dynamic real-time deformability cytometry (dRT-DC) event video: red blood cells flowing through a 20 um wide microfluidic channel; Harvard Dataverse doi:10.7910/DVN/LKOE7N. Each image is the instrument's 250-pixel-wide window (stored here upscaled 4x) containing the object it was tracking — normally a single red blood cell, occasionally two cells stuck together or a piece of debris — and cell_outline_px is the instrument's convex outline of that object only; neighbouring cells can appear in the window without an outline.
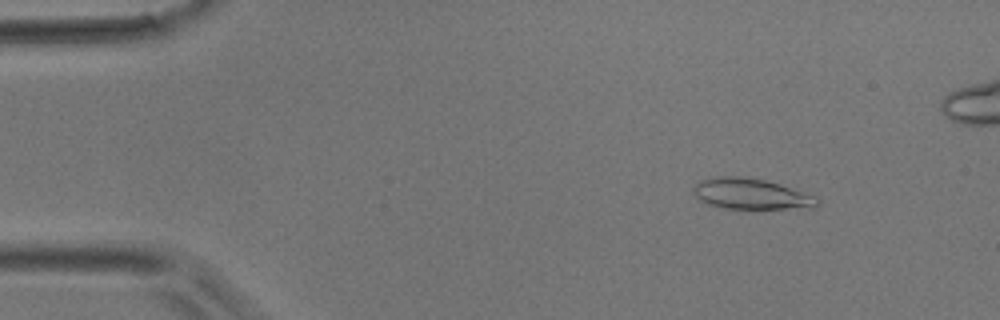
{"species": "common noctule bat (a hibernating species)", "species_latin": "Nyctalus noctula", "temperature_condition": "room temperature", "stored_images_in_passage": 4, "camera_frame_rate_fps": 3000, "um_per_image_px": 0.085, "animal": {"sex": "male", "body_mass_g": 17.9}, "frame": {"image": 1, "passage_image": 2, "time_ms": 0.333, "image_size_px": [1000, 320], "cell_outline_px": [[820, 204], [816, 208], [724, 208], [708, 204], [700, 200], [692, 192], [692, 188], [696, 184], [704, 180], [716, 176], [740, 176], [764, 180], [780, 184], [816, 196], [820, 200]], "centroid_in_image_um": [63.87, 16.49], "position_along_channel_um": 21.1, "area_um2": 22.14}}